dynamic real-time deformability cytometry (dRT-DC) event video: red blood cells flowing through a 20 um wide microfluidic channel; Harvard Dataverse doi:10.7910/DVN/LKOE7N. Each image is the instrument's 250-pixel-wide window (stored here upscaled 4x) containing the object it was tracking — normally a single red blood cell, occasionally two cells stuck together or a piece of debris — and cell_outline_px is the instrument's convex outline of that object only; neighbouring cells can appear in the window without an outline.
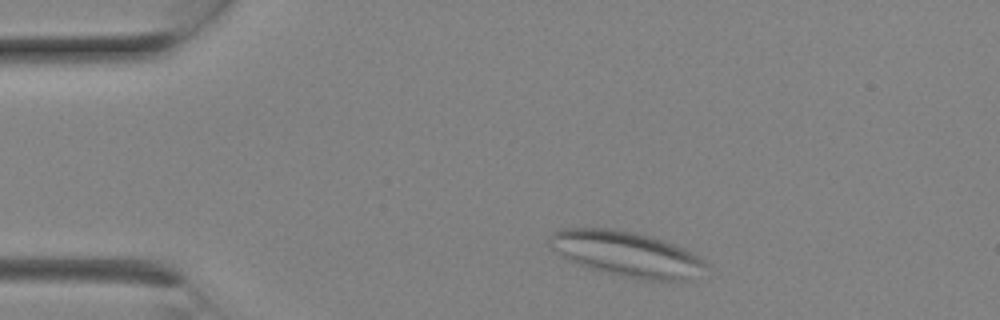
{"species": "Egyptian fruit bat (a non-hibernating species)", "species_latin": "Rousettus aegyptiacus", "temperature_condition": "room temperature", "stored_images_in_passage": 2, "camera_frame_rate_fps": 3000, "um_per_image_px": 0.085, "animal": {"sex": "female"}, "frame": {"image": 1, "passage_image": 1, "time_ms": 0.0, "image_size_px": [1000, 320], "cell_outline_px": [[708, 264], [684, 280], [640, 280], [620, 276], [604, 272], [568, 260], [560, 256], [548, 244], [548, 236], [552, 232], [564, 228], [608, 228], [636, 232], [652, 236], [684, 248], [700, 256]], "centroid_in_image_um": [53.19, 21.56], "position_along_channel_um": 31.8, "area_um2": 40.92}}